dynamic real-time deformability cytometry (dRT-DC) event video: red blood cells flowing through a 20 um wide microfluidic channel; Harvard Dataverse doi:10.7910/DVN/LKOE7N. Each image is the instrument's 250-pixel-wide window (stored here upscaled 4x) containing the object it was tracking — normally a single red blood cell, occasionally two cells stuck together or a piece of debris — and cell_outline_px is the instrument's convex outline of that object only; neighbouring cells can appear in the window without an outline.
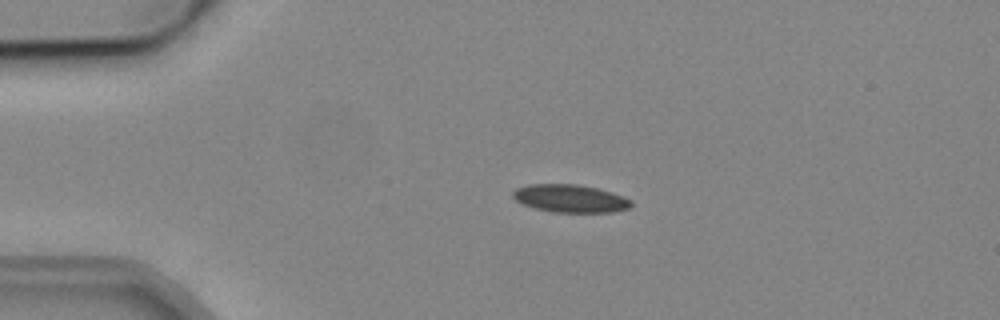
{"species": "common noctule bat (a hibernating species)", "species_latin": "Nyctalus noctula", "temperature_condition": "cold", "stored_images_in_passage": 46, "camera_frame_rate_fps": 3000, "um_per_image_px": 0.085, "animal": {"sex": "male", "body_mass_g": 19.2, "forearm_length_mm": 51.8}, "frame": {"image": 1, "passage_image": 10, "time_ms": 3.0, "image_size_px": [1000, 320], "cell_outline_px": [[632, 204], [628, 208], [612, 212], [552, 212], [536, 208], [524, 204], [516, 200], [512, 196], [512, 192], [516, 188], [528, 184], [576, 184], [596, 188], [612, 192], [624, 196], [632, 200]], "centroid_in_image_um": [48.47, 16.86], "position_along_channel_um": 36.5, "area_um2": 19.13}}
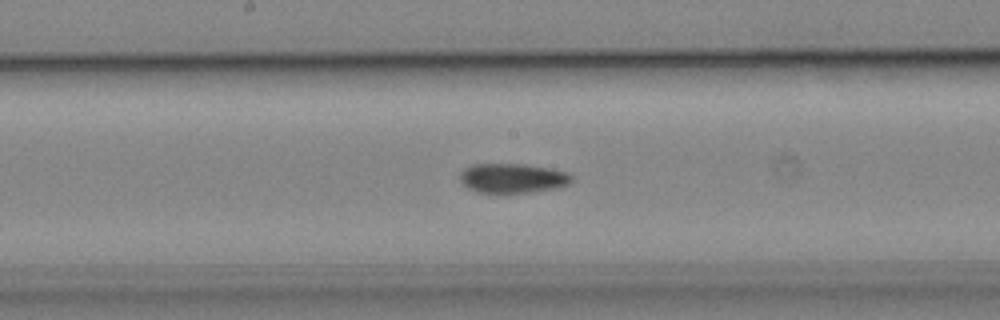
{"frame": {"image": 2, "passage_image": 26, "time_ms": 8.333, "image_size_px": [1000, 320], "cell_outline_px": [[572, 180], [568, 184], [556, 188], [528, 192], [480, 192], [468, 188], [460, 180], [460, 172], [464, 168], [472, 164], [528, 164], [552, 168], [568, 172], [572, 176]], "centroid_in_image_um": [43.59, 15.12], "position_along_channel_um": 204.6, "area_um2": 19.19}}
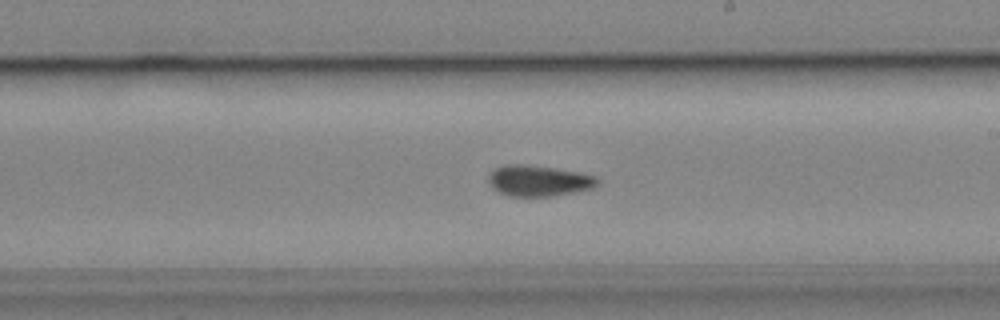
{"frame": {"image": 3, "passage_image": 29, "time_ms": 9.333, "image_size_px": [1000, 320], "cell_outline_px": [[600, 180], [592, 188], [576, 192], [552, 196], [508, 196], [492, 188], [488, 180], [488, 176], [496, 168], [504, 164], [524, 164], [552, 168], [576, 172], [596, 176]], "centroid_in_image_um": [45.77, 15.37], "position_along_channel_um": 243.2, "area_um2": 19.48}, "authors_computed_cell_mechanics": {"area_um2": 19.1607, "velocity_mm_per_s": 3.877, "shape_relaxation_time_tau1_ms": null, "shape_relaxation_time_tau2_ms": 5.4369, "deformation_change_tau1": null, "deformation_change_tau2": 0.1106}}